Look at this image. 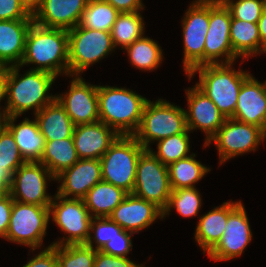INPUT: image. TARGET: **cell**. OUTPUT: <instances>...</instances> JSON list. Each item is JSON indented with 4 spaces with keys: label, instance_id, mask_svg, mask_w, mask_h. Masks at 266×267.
Returning a JSON list of instances; mask_svg holds the SVG:
<instances>
[{
    "label": "cell",
    "instance_id": "38",
    "mask_svg": "<svg viewBox=\"0 0 266 267\" xmlns=\"http://www.w3.org/2000/svg\"><path fill=\"white\" fill-rule=\"evenodd\" d=\"M122 231L123 229L109 217L92 218L90 223V236L86 245L98 251L105 243ZM92 232L94 233L93 237L91 235ZM94 243L95 246L93 245Z\"/></svg>",
    "mask_w": 266,
    "mask_h": 267
},
{
    "label": "cell",
    "instance_id": "49",
    "mask_svg": "<svg viewBox=\"0 0 266 267\" xmlns=\"http://www.w3.org/2000/svg\"><path fill=\"white\" fill-rule=\"evenodd\" d=\"M5 76H6V67H0V102L5 99L4 98Z\"/></svg>",
    "mask_w": 266,
    "mask_h": 267
},
{
    "label": "cell",
    "instance_id": "18",
    "mask_svg": "<svg viewBox=\"0 0 266 267\" xmlns=\"http://www.w3.org/2000/svg\"><path fill=\"white\" fill-rule=\"evenodd\" d=\"M55 181L61 183L58 195L83 199L94 185L102 181L100 159H79L71 168L57 175Z\"/></svg>",
    "mask_w": 266,
    "mask_h": 267
},
{
    "label": "cell",
    "instance_id": "50",
    "mask_svg": "<svg viewBox=\"0 0 266 267\" xmlns=\"http://www.w3.org/2000/svg\"><path fill=\"white\" fill-rule=\"evenodd\" d=\"M6 114L4 109L0 106V130L5 126Z\"/></svg>",
    "mask_w": 266,
    "mask_h": 267
},
{
    "label": "cell",
    "instance_id": "33",
    "mask_svg": "<svg viewBox=\"0 0 266 267\" xmlns=\"http://www.w3.org/2000/svg\"><path fill=\"white\" fill-rule=\"evenodd\" d=\"M119 12L108 2L89 0L79 25L81 27L111 31Z\"/></svg>",
    "mask_w": 266,
    "mask_h": 267
},
{
    "label": "cell",
    "instance_id": "31",
    "mask_svg": "<svg viewBox=\"0 0 266 267\" xmlns=\"http://www.w3.org/2000/svg\"><path fill=\"white\" fill-rule=\"evenodd\" d=\"M195 157V153H191L190 156L173 162L168 166L172 190L196 187L195 184L211 171L206 165L197 161Z\"/></svg>",
    "mask_w": 266,
    "mask_h": 267
},
{
    "label": "cell",
    "instance_id": "27",
    "mask_svg": "<svg viewBox=\"0 0 266 267\" xmlns=\"http://www.w3.org/2000/svg\"><path fill=\"white\" fill-rule=\"evenodd\" d=\"M127 194L122 188L102 180L87 192L83 201L93 218L108 217Z\"/></svg>",
    "mask_w": 266,
    "mask_h": 267
},
{
    "label": "cell",
    "instance_id": "51",
    "mask_svg": "<svg viewBox=\"0 0 266 267\" xmlns=\"http://www.w3.org/2000/svg\"><path fill=\"white\" fill-rule=\"evenodd\" d=\"M265 139H266V132L264 133V136H263V142Z\"/></svg>",
    "mask_w": 266,
    "mask_h": 267
},
{
    "label": "cell",
    "instance_id": "12",
    "mask_svg": "<svg viewBox=\"0 0 266 267\" xmlns=\"http://www.w3.org/2000/svg\"><path fill=\"white\" fill-rule=\"evenodd\" d=\"M265 131L258 126L226 118L216 134L203 147L215 144L219 164H223L231 158L257 150L263 143Z\"/></svg>",
    "mask_w": 266,
    "mask_h": 267
},
{
    "label": "cell",
    "instance_id": "16",
    "mask_svg": "<svg viewBox=\"0 0 266 267\" xmlns=\"http://www.w3.org/2000/svg\"><path fill=\"white\" fill-rule=\"evenodd\" d=\"M252 238L247 212L241 202L229 214L223 236L206 255L218 262L239 258Z\"/></svg>",
    "mask_w": 266,
    "mask_h": 267
},
{
    "label": "cell",
    "instance_id": "35",
    "mask_svg": "<svg viewBox=\"0 0 266 267\" xmlns=\"http://www.w3.org/2000/svg\"><path fill=\"white\" fill-rule=\"evenodd\" d=\"M200 196V192L196 187L172 190L168 205L163 211V219L167 217L166 215H169L173 208L185 218L197 216L202 205Z\"/></svg>",
    "mask_w": 266,
    "mask_h": 267
},
{
    "label": "cell",
    "instance_id": "47",
    "mask_svg": "<svg viewBox=\"0 0 266 267\" xmlns=\"http://www.w3.org/2000/svg\"><path fill=\"white\" fill-rule=\"evenodd\" d=\"M258 28L261 39V54H264L266 49V8L264 9L258 21Z\"/></svg>",
    "mask_w": 266,
    "mask_h": 267
},
{
    "label": "cell",
    "instance_id": "48",
    "mask_svg": "<svg viewBox=\"0 0 266 267\" xmlns=\"http://www.w3.org/2000/svg\"><path fill=\"white\" fill-rule=\"evenodd\" d=\"M22 5L33 14L39 7L40 0H19Z\"/></svg>",
    "mask_w": 266,
    "mask_h": 267
},
{
    "label": "cell",
    "instance_id": "2",
    "mask_svg": "<svg viewBox=\"0 0 266 267\" xmlns=\"http://www.w3.org/2000/svg\"><path fill=\"white\" fill-rule=\"evenodd\" d=\"M34 64L30 70L69 77L68 30L47 28L33 22L28 30L20 67Z\"/></svg>",
    "mask_w": 266,
    "mask_h": 267
},
{
    "label": "cell",
    "instance_id": "17",
    "mask_svg": "<svg viewBox=\"0 0 266 267\" xmlns=\"http://www.w3.org/2000/svg\"><path fill=\"white\" fill-rule=\"evenodd\" d=\"M185 92L188 102V109L185 110L187 129L191 132L200 129L206 134L204 144H207L223 125L226 118L196 85Z\"/></svg>",
    "mask_w": 266,
    "mask_h": 267
},
{
    "label": "cell",
    "instance_id": "5",
    "mask_svg": "<svg viewBox=\"0 0 266 267\" xmlns=\"http://www.w3.org/2000/svg\"><path fill=\"white\" fill-rule=\"evenodd\" d=\"M187 130L185 109L165 99L148 100L144 106L138 130L133 134L145 148L161 139Z\"/></svg>",
    "mask_w": 266,
    "mask_h": 267
},
{
    "label": "cell",
    "instance_id": "23",
    "mask_svg": "<svg viewBox=\"0 0 266 267\" xmlns=\"http://www.w3.org/2000/svg\"><path fill=\"white\" fill-rule=\"evenodd\" d=\"M34 19L0 20V66L20 65L28 30Z\"/></svg>",
    "mask_w": 266,
    "mask_h": 267
},
{
    "label": "cell",
    "instance_id": "20",
    "mask_svg": "<svg viewBox=\"0 0 266 267\" xmlns=\"http://www.w3.org/2000/svg\"><path fill=\"white\" fill-rule=\"evenodd\" d=\"M233 119L258 126L266 132V80L261 83L250 74L243 81Z\"/></svg>",
    "mask_w": 266,
    "mask_h": 267
},
{
    "label": "cell",
    "instance_id": "14",
    "mask_svg": "<svg viewBox=\"0 0 266 267\" xmlns=\"http://www.w3.org/2000/svg\"><path fill=\"white\" fill-rule=\"evenodd\" d=\"M55 177L40 162H26L13 173V181L8 191L13 200L39 206H50L53 199L47 193V182Z\"/></svg>",
    "mask_w": 266,
    "mask_h": 267
},
{
    "label": "cell",
    "instance_id": "41",
    "mask_svg": "<svg viewBox=\"0 0 266 267\" xmlns=\"http://www.w3.org/2000/svg\"><path fill=\"white\" fill-rule=\"evenodd\" d=\"M33 19L19 0H0V20Z\"/></svg>",
    "mask_w": 266,
    "mask_h": 267
},
{
    "label": "cell",
    "instance_id": "37",
    "mask_svg": "<svg viewBox=\"0 0 266 267\" xmlns=\"http://www.w3.org/2000/svg\"><path fill=\"white\" fill-rule=\"evenodd\" d=\"M229 9L231 17L244 22L258 24L266 8V0H218Z\"/></svg>",
    "mask_w": 266,
    "mask_h": 267
},
{
    "label": "cell",
    "instance_id": "44",
    "mask_svg": "<svg viewBox=\"0 0 266 267\" xmlns=\"http://www.w3.org/2000/svg\"><path fill=\"white\" fill-rule=\"evenodd\" d=\"M23 267H57V251L49 245Z\"/></svg>",
    "mask_w": 266,
    "mask_h": 267
},
{
    "label": "cell",
    "instance_id": "36",
    "mask_svg": "<svg viewBox=\"0 0 266 267\" xmlns=\"http://www.w3.org/2000/svg\"><path fill=\"white\" fill-rule=\"evenodd\" d=\"M52 247L57 251V267H94L97 250L86 244Z\"/></svg>",
    "mask_w": 266,
    "mask_h": 267
},
{
    "label": "cell",
    "instance_id": "21",
    "mask_svg": "<svg viewBox=\"0 0 266 267\" xmlns=\"http://www.w3.org/2000/svg\"><path fill=\"white\" fill-rule=\"evenodd\" d=\"M89 0H40L38 9L32 14L34 22L47 28L70 30L82 18Z\"/></svg>",
    "mask_w": 266,
    "mask_h": 267
},
{
    "label": "cell",
    "instance_id": "40",
    "mask_svg": "<svg viewBox=\"0 0 266 267\" xmlns=\"http://www.w3.org/2000/svg\"><path fill=\"white\" fill-rule=\"evenodd\" d=\"M132 235L133 233L123 230L105 243L99 251L112 256L128 257L127 255L133 249Z\"/></svg>",
    "mask_w": 266,
    "mask_h": 267
},
{
    "label": "cell",
    "instance_id": "26",
    "mask_svg": "<svg viewBox=\"0 0 266 267\" xmlns=\"http://www.w3.org/2000/svg\"><path fill=\"white\" fill-rule=\"evenodd\" d=\"M34 116L45 141L73 138L75 125L57 100Z\"/></svg>",
    "mask_w": 266,
    "mask_h": 267
},
{
    "label": "cell",
    "instance_id": "10",
    "mask_svg": "<svg viewBox=\"0 0 266 267\" xmlns=\"http://www.w3.org/2000/svg\"><path fill=\"white\" fill-rule=\"evenodd\" d=\"M210 0H195L182 19L183 68L188 75L194 68L204 65L205 39L209 29Z\"/></svg>",
    "mask_w": 266,
    "mask_h": 267
},
{
    "label": "cell",
    "instance_id": "42",
    "mask_svg": "<svg viewBox=\"0 0 266 267\" xmlns=\"http://www.w3.org/2000/svg\"><path fill=\"white\" fill-rule=\"evenodd\" d=\"M94 267H145L143 264H136L129 257H117L96 251Z\"/></svg>",
    "mask_w": 266,
    "mask_h": 267
},
{
    "label": "cell",
    "instance_id": "39",
    "mask_svg": "<svg viewBox=\"0 0 266 267\" xmlns=\"http://www.w3.org/2000/svg\"><path fill=\"white\" fill-rule=\"evenodd\" d=\"M26 161L11 132L4 126L0 130V164L4 165L12 174Z\"/></svg>",
    "mask_w": 266,
    "mask_h": 267
},
{
    "label": "cell",
    "instance_id": "9",
    "mask_svg": "<svg viewBox=\"0 0 266 267\" xmlns=\"http://www.w3.org/2000/svg\"><path fill=\"white\" fill-rule=\"evenodd\" d=\"M49 222V206L24 204L13 200L5 240L28 246L33 252L43 245Z\"/></svg>",
    "mask_w": 266,
    "mask_h": 267
},
{
    "label": "cell",
    "instance_id": "13",
    "mask_svg": "<svg viewBox=\"0 0 266 267\" xmlns=\"http://www.w3.org/2000/svg\"><path fill=\"white\" fill-rule=\"evenodd\" d=\"M231 19L230 11L225 4L218 0H210V19L205 39L204 65L230 64L235 63L238 59L230 42Z\"/></svg>",
    "mask_w": 266,
    "mask_h": 267
},
{
    "label": "cell",
    "instance_id": "28",
    "mask_svg": "<svg viewBox=\"0 0 266 267\" xmlns=\"http://www.w3.org/2000/svg\"><path fill=\"white\" fill-rule=\"evenodd\" d=\"M230 42L234 54L249 59L261 54V39L258 24L231 19Z\"/></svg>",
    "mask_w": 266,
    "mask_h": 267
},
{
    "label": "cell",
    "instance_id": "15",
    "mask_svg": "<svg viewBox=\"0 0 266 267\" xmlns=\"http://www.w3.org/2000/svg\"><path fill=\"white\" fill-rule=\"evenodd\" d=\"M56 100L75 126L99 121L98 85L87 83L82 76H73L68 91L56 94Z\"/></svg>",
    "mask_w": 266,
    "mask_h": 267
},
{
    "label": "cell",
    "instance_id": "32",
    "mask_svg": "<svg viewBox=\"0 0 266 267\" xmlns=\"http://www.w3.org/2000/svg\"><path fill=\"white\" fill-rule=\"evenodd\" d=\"M110 33L115 49L120 46L121 50L141 38L145 22L140 11L119 13Z\"/></svg>",
    "mask_w": 266,
    "mask_h": 267
},
{
    "label": "cell",
    "instance_id": "43",
    "mask_svg": "<svg viewBox=\"0 0 266 267\" xmlns=\"http://www.w3.org/2000/svg\"><path fill=\"white\" fill-rule=\"evenodd\" d=\"M13 207V199L9 192L0 194V237H6Z\"/></svg>",
    "mask_w": 266,
    "mask_h": 267
},
{
    "label": "cell",
    "instance_id": "3",
    "mask_svg": "<svg viewBox=\"0 0 266 267\" xmlns=\"http://www.w3.org/2000/svg\"><path fill=\"white\" fill-rule=\"evenodd\" d=\"M233 65L205 64L194 68L187 75L188 80H191L199 73L196 86L211 99L225 118H233L242 83L251 74L243 69L236 70Z\"/></svg>",
    "mask_w": 266,
    "mask_h": 267
},
{
    "label": "cell",
    "instance_id": "11",
    "mask_svg": "<svg viewBox=\"0 0 266 267\" xmlns=\"http://www.w3.org/2000/svg\"><path fill=\"white\" fill-rule=\"evenodd\" d=\"M171 192L168 166L164 165L149 149H145L137 163L132 194L154 203L164 211Z\"/></svg>",
    "mask_w": 266,
    "mask_h": 267
},
{
    "label": "cell",
    "instance_id": "29",
    "mask_svg": "<svg viewBox=\"0 0 266 267\" xmlns=\"http://www.w3.org/2000/svg\"><path fill=\"white\" fill-rule=\"evenodd\" d=\"M79 157L73 138L45 141L44 151L39 161L56 177L62 171L71 168Z\"/></svg>",
    "mask_w": 266,
    "mask_h": 267
},
{
    "label": "cell",
    "instance_id": "19",
    "mask_svg": "<svg viewBox=\"0 0 266 267\" xmlns=\"http://www.w3.org/2000/svg\"><path fill=\"white\" fill-rule=\"evenodd\" d=\"M108 217L123 230L135 234L148 228L155 220H163V211L154 203L129 193Z\"/></svg>",
    "mask_w": 266,
    "mask_h": 267
},
{
    "label": "cell",
    "instance_id": "46",
    "mask_svg": "<svg viewBox=\"0 0 266 267\" xmlns=\"http://www.w3.org/2000/svg\"><path fill=\"white\" fill-rule=\"evenodd\" d=\"M13 181V174L0 164V189L3 192H8Z\"/></svg>",
    "mask_w": 266,
    "mask_h": 267
},
{
    "label": "cell",
    "instance_id": "25",
    "mask_svg": "<svg viewBox=\"0 0 266 267\" xmlns=\"http://www.w3.org/2000/svg\"><path fill=\"white\" fill-rule=\"evenodd\" d=\"M18 116H6L5 127L11 132L19 148L21 155L26 162H39L41 160L45 139L39 131L35 120L23 119L15 124Z\"/></svg>",
    "mask_w": 266,
    "mask_h": 267
},
{
    "label": "cell",
    "instance_id": "24",
    "mask_svg": "<svg viewBox=\"0 0 266 267\" xmlns=\"http://www.w3.org/2000/svg\"><path fill=\"white\" fill-rule=\"evenodd\" d=\"M241 202L240 200L224 202L199 218L194 238L204 254L219 242L225 231L229 214Z\"/></svg>",
    "mask_w": 266,
    "mask_h": 267
},
{
    "label": "cell",
    "instance_id": "8",
    "mask_svg": "<svg viewBox=\"0 0 266 267\" xmlns=\"http://www.w3.org/2000/svg\"><path fill=\"white\" fill-rule=\"evenodd\" d=\"M49 218L68 235L52 242L50 246L68 244H86L90 236L92 216L83 199L65 198L55 193L50 206Z\"/></svg>",
    "mask_w": 266,
    "mask_h": 267
},
{
    "label": "cell",
    "instance_id": "1",
    "mask_svg": "<svg viewBox=\"0 0 266 267\" xmlns=\"http://www.w3.org/2000/svg\"><path fill=\"white\" fill-rule=\"evenodd\" d=\"M20 65L6 67L3 107L6 116H20L28 110L35 115L46 105L56 100V94H49L56 76L45 71L28 70L20 74ZM21 76V77H20Z\"/></svg>",
    "mask_w": 266,
    "mask_h": 267
},
{
    "label": "cell",
    "instance_id": "7",
    "mask_svg": "<svg viewBox=\"0 0 266 267\" xmlns=\"http://www.w3.org/2000/svg\"><path fill=\"white\" fill-rule=\"evenodd\" d=\"M69 77L80 76L92 64L106 58L114 50L111 33L81 27L68 30Z\"/></svg>",
    "mask_w": 266,
    "mask_h": 267
},
{
    "label": "cell",
    "instance_id": "6",
    "mask_svg": "<svg viewBox=\"0 0 266 267\" xmlns=\"http://www.w3.org/2000/svg\"><path fill=\"white\" fill-rule=\"evenodd\" d=\"M144 150L133 135H119L100 158L102 180L132 193L137 163Z\"/></svg>",
    "mask_w": 266,
    "mask_h": 267
},
{
    "label": "cell",
    "instance_id": "30",
    "mask_svg": "<svg viewBox=\"0 0 266 267\" xmlns=\"http://www.w3.org/2000/svg\"><path fill=\"white\" fill-rule=\"evenodd\" d=\"M125 51L133 67L142 71L158 69L164 57L161 46L145 35L126 47Z\"/></svg>",
    "mask_w": 266,
    "mask_h": 267
},
{
    "label": "cell",
    "instance_id": "34",
    "mask_svg": "<svg viewBox=\"0 0 266 267\" xmlns=\"http://www.w3.org/2000/svg\"><path fill=\"white\" fill-rule=\"evenodd\" d=\"M189 129L157 141V151L149 150L166 166L190 156Z\"/></svg>",
    "mask_w": 266,
    "mask_h": 267
},
{
    "label": "cell",
    "instance_id": "4",
    "mask_svg": "<svg viewBox=\"0 0 266 267\" xmlns=\"http://www.w3.org/2000/svg\"><path fill=\"white\" fill-rule=\"evenodd\" d=\"M148 100L129 88L98 85L99 121L119 135H133L139 128Z\"/></svg>",
    "mask_w": 266,
    "mask_h": 267
},
{
    "label": "cell",
    "instance_id": "45",
    "mask_svg": "<svg viewBox=\"0 0 266 267\" xmlns=\"http://www.w3.org/2000/svg\"><path fill=\"white\" fill-rule=\"evenodd\" d=\"M111 4L119 13L144 10L142 0H102Z\"/></svg>",
    "mask_w": 266,
    "mask_h": 267
},
{
    "label": "cell",
    "instance_id": "22",
    "mask_svg": "<svg viewBox=\"0 0 266 267\" xmlns=\"http://www.w3.org/2000/svg\"><path fill=\"white\" fill-rule=\"evenodd\" d=\"M118 136L101 121L75 126L73 140L79 159H100Z\"/></svg>",
    "mask_w": 266,
    "mask_h": 267
}]
</instances>
